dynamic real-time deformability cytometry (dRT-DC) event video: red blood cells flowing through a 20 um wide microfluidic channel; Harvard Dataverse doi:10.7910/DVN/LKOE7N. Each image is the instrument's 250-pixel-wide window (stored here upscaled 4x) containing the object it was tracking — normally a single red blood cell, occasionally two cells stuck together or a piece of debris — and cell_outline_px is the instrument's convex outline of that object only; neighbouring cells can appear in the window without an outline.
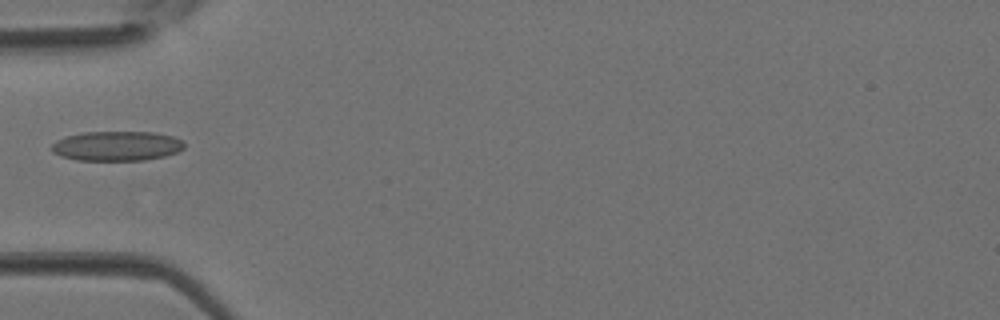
{"species": "Egyptian fruit bat (a non-hibernating species)", "species_latin": "Rousettus aegyptiacus", "temperature_condition": "room temperature", "stored_images_in_passage": 1, "camera_frame_rate_fps": 3000, "um_per_image_px": 0.085, "animal": {"sex": "female"}, "frame": {"image": 1, "passage_image": 1, "time_ms": 0.0, "image_size_px": [1000, 320], "cell_outline_px": [[184, 148], [176, 152], [164, 156], [144, 160], [76, 160], [60, 156], [52, 152], [48, 148], [56, 140], [64, 136], [84, 132], [152, 132], [172, 136], [184, 140]], "centroid_in_image_um": [9.88, 12.4], "position_along_channel_um": 75.1, "area_um2": 23.12}}